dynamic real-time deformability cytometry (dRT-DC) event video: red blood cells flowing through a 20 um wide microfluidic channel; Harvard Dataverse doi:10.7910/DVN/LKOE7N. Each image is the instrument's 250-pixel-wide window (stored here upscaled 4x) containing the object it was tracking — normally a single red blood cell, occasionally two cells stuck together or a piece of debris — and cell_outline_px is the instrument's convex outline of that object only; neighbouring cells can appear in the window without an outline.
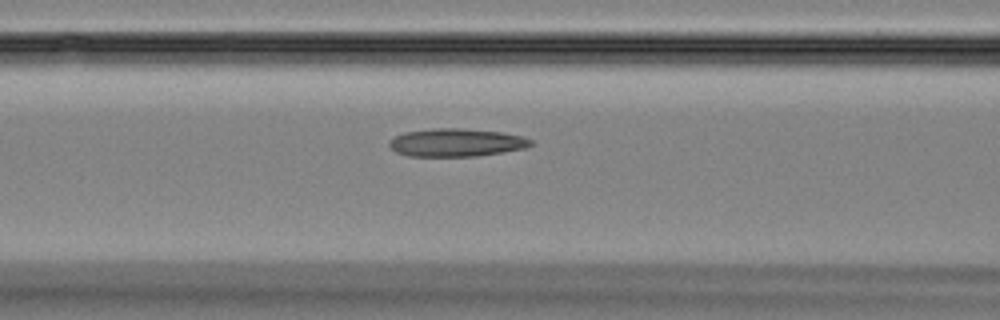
{"species": "Egyptian fruit bat (a non-hibernating species)", "species_latin": "Rousettus aegyptiacus", "temperature_condition": "room temperature", "stored_images_in_passage": 42, "camera_frame_rate_fps": 3000, "um_per_image_px": 0.085, "animal": {"sex": "female"}, "frame": {"image": 1, "passage_image": 14, "time_ms": 4.333, "image_size_px": [1000, 320], "cell_outline_px": [[536, 144], [524, 148], [504, 152], [476, 156], [408, 156], [396, 152], [388, 144], [388, 140], [404, 132], [436, 128], [464, 128], [500, 132], [520, 136], [532, 140]], "centroid_in_image_um": [38.78, 12.12], "position_along_channel_um": 127.8, "area_um2": 23.12}}
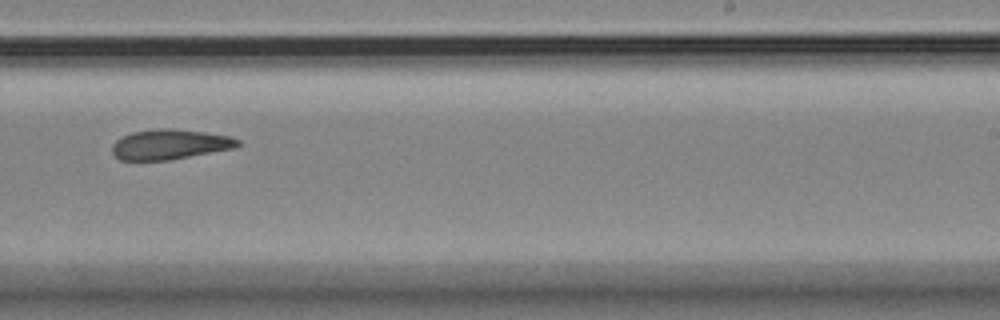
{"frame": {"image": 2, "passage_image": 25, "time_ms": 8.0, "image_size_px": [1000, 320], "cell_outline_px": [[240, 144], [236, 148], [168, 160], [120, 160], [112, 152], [112, 144], [116, 140], [132, 132], [160, 128], [172, 128], [204, 132], [232, 136], [240, 140]], "centroid_in_image_um": [14.47, 12.27], "position_along_channel_um": 274.5, "area_um2": 22.02}}
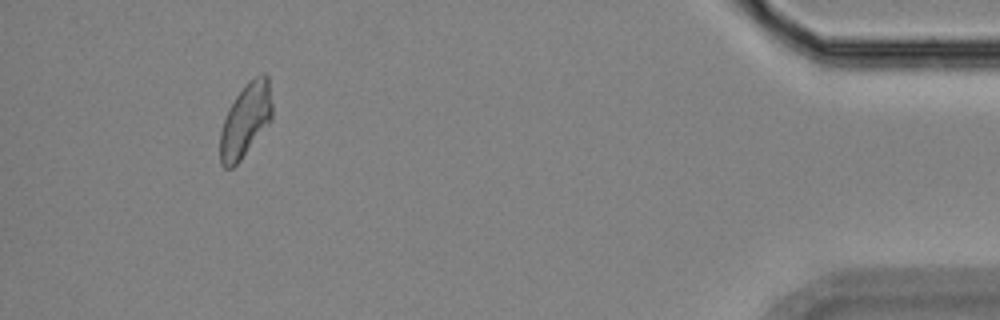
{"frame": {"image": 3, "passage_image": 40, "time_ms": 13.0, "image_size_px": [1000, 320], "cell_outline_px": [[272, 120], [240, 160], [232, 168], [224, 168], [220, 164], [220, 132], [228, 108], [236, 96], [248, 80], [264, 72], [268, 76], [272, 104]], "centroid_in_image_um": [20.87, 10.21], "position_along_channel_um": 414.3, "area_um2": 22.37}}